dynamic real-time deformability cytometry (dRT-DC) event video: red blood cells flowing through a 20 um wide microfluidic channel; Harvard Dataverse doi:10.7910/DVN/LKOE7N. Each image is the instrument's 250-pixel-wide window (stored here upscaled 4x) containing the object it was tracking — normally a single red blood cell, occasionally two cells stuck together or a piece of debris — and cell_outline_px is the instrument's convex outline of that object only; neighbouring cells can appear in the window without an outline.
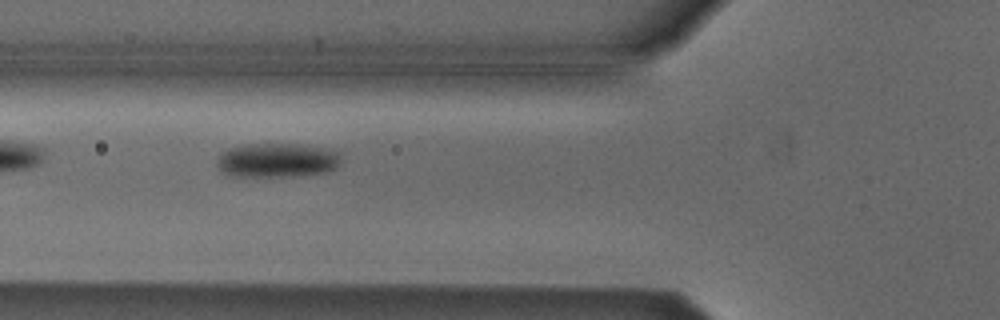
{"species": "Egyptian fruit bat (a non-hibernating species)", "species_latin": "Rousettus aegyptiacus", "temperature_condition": "cold", "stored_images_in_passage": 38, "camera_frame_rate_fps": 3000, "um_per_image_px": 0.085, "animal": {"sex": "male"}, "frame": {"image": 1, "passage_image": 4, "time_ms": 1.0, "image_size_px": [1000, 320], "cell_outline_px": [[340, 160], [336, 168], [328, 172], [300, 176], [228, 176], [220, 172], [216, 164], [220, 156], [224, 152], [232, 148], [252, 144], [300, 144], [328, 148], [340, 152]], "centroid_in_image_um": [23.6, 13.63], "position_along_channel_um": 102.2, "area_um2": 24.91}}
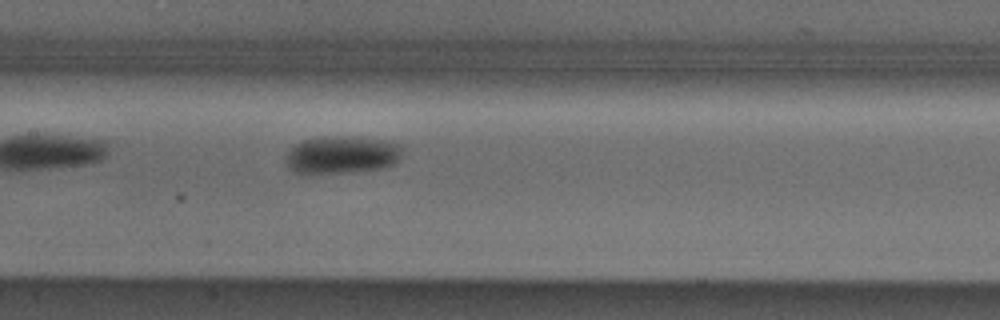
{"frame": {"image": 2, "passage_image": 10, "time_ms": 3.0, "image_size_px": [1000, 320], "cell_outline_px": [[404, 148], [396, 164], [384, 168], [312, 176], [304, 176], [292, 172], [284, 164], [284, 156], [296, 144], [304, 140], [328, 136], [352, 136], [384, 140], [400, 144]], "centroid_in_image_um": [29.0, 13.2], "position_along_channel_um": 178.4, "area_um2": 26.59}}
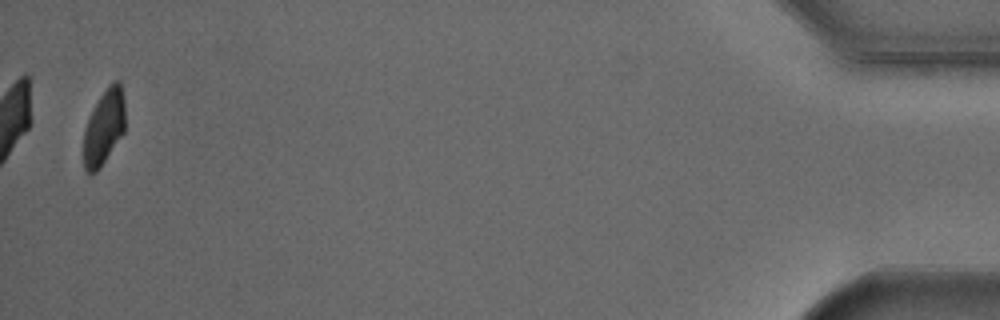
{"frame": {"image": 3, "passage_image": 37, "time_ms": 12.0, "image_size_px": [1000, 320], "cell_outline_px": [[124, 132], [100, 168], [96, 172], [88, 176], [84, 168], [84, 128], [100, 96], [116, 80], [120, 80], [124, 100]], "centroid_in_image_um": [8.83, 10.87], "position_along_channel_um": 426.4, "area_um2": 17.92}, "authors_computed_cell_mechanics": {"area_um2": 23.8714, "velocity_mm_per_s": 3.7979, "shape_relaxation_time_tau1_ms": 3.6976, "shape_relaxation_time_tau2_ms": null, "deformation_change_tau1": 0.0978, "deformation_change_tau2": null}}